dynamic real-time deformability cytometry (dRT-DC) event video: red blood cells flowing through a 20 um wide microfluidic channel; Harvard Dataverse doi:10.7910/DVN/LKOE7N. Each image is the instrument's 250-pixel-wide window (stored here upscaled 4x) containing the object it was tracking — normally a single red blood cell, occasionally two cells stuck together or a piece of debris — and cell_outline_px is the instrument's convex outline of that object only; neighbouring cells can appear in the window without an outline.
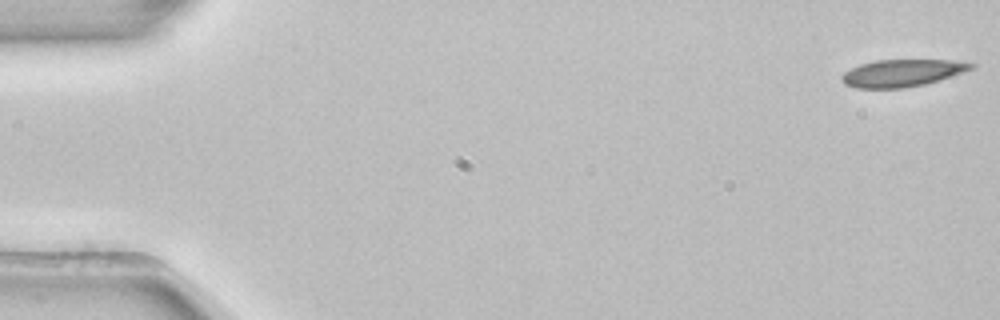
{"species": "common noctule bat (a hibernating species)", "species_latin": "Nyctalus noctula", "temperature_condition": "room temperature", "stored_images_in_passage": 53, "camera_frame_rate_fps": 3000, "um_per_image_px": 0.085, "animal": {"sex": "female", "body_mass_g": 22.7, "forearm_length_mm": 54.2}, "frame": {"image": 1, "passage_image": 1, "time_ms": 0.0, "image_size_px": [1000, 320], "cell_outline_px": [[976, 64], [972, 68], [924, 84], [904, 88], [856, 88], [844, 84], [840, 80], [840, 76], [844, 72], [860, 64], [876, 60], [952, 60]], "centroid_in_image_um": [76.58, 6.21], "position_along_channel_um": 8.4, "area_um2": 20.17}}
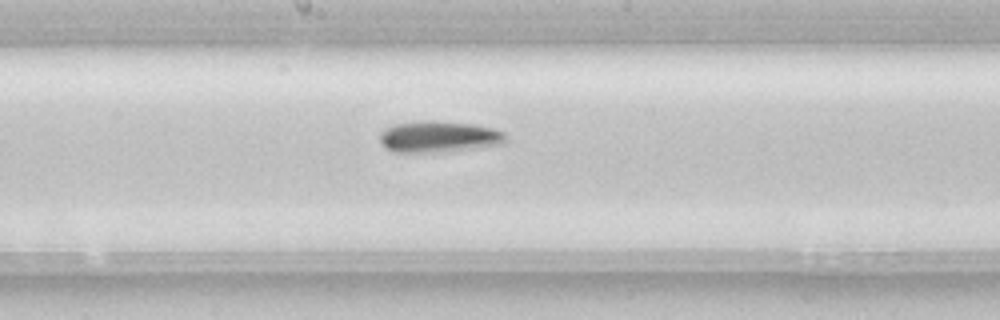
{"frame": {"image": 2, "passage_image": 28, "time_ms": 9.0, "image_size_px": [1000, 320], "cell_outline_px": [[508, 140], [504, 144], [452, 152], [392, 152], [384, 148], [380, 144], [380, 132], [384, 128], [396, 124], [424, 120], [432, 120], [472, 124], [492, 128], [504, 132], [508, 136]], "centroid_in_image_um": [37.32, 11.64], "position_along_channel_um": 210.9, "area_um2": 23.58}}
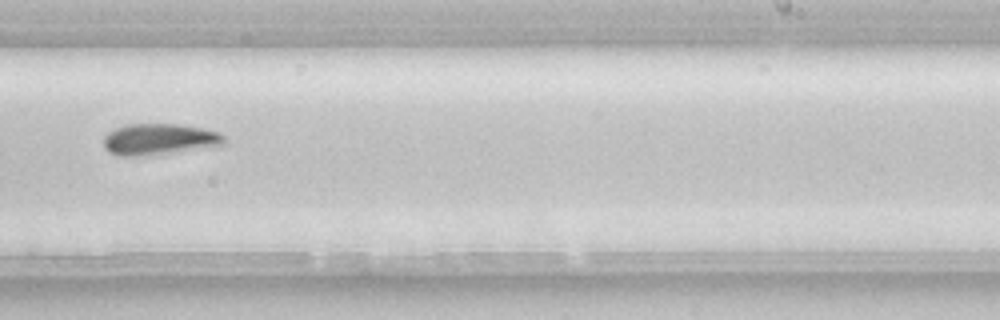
{"frame": {"image": 3, "passage_image": 33, "time_ms": 10.667, "image_size_px": [1000, 320], "cell_outline_px": [[224, 144], [172, 152], [136, 156], [116, 156], [108, 152], [104, 148], [104, 136], [108, 132], [124, 124], [176, 124], [200, 128], [220, 132], [224, 136]], "centroid_in_image_um": [13.45, 11.83], "position_along_channel_um": 275.5, "area_um2": 21.68}, "authors_computed_cell_mechanics": {"area_um2": 21.5594, "velocity_mm_per_s": 3.9021, "shape_relaxation_time_tau1_ms": 6.6369, "shape_relaxation_time_tau2_ms": null, "deformation_change_tau1": 0.1175, "deformation_change_tau2": null}}